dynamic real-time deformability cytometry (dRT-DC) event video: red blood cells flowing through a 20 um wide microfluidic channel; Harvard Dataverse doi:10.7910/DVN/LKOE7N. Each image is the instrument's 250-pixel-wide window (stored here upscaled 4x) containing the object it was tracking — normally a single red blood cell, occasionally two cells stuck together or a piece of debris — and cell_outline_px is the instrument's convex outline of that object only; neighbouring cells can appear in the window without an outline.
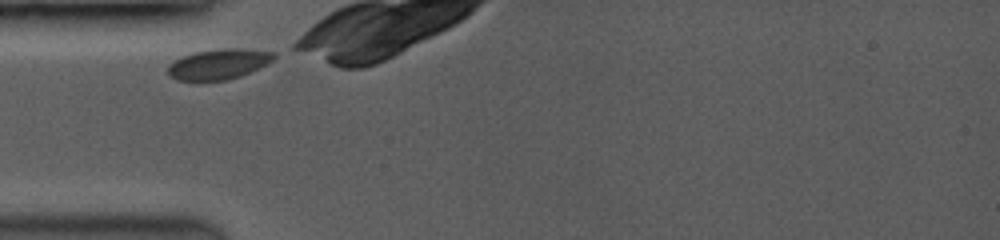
{"species": "common noctule bat (a hibernating species)", "species_latin": "Nyctalus noctula", "temperature_condition": "room temperature", "stored_images_in_passage": 15, "camera_frame_rate_fps": 3500, "um_per_image_px": 0.085, "animal": {"sex": "female", "body_mass_g": 19.0, "forearm_length_mm": 53.3}, "frame": {"image": 1, "passage_image": 1, "time_ms": 0.0, "image_size_px": [1000, 240], "cell_outline_px": [[276, 56], [268, 64], [240, 76], [228, 80], [176, 80], [168, 76], [168, 64], [172, 60], [180, 56], [192, 52], [224, 48], [240, 48], [276, 52]], "centroid_in_image_um": [18.55, 5.44], "position_along_channel_um": 66.4, "area_um2": 19.02}}